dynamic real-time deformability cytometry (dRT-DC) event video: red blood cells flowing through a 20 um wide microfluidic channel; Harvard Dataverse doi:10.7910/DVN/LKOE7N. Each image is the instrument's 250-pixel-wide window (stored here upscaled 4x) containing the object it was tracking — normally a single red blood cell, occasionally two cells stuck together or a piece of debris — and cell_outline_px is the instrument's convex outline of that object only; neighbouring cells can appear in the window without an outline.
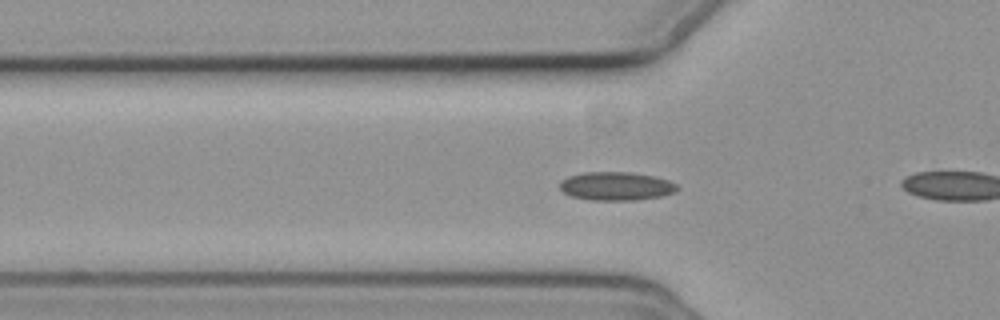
{"species": "common noctule bat (a hibernating species)", "species_latin": "Nyctalus noctula", "temperature_condition": "cold", "stored_images_in_passage": 56, "camera_frame_rate_fps": 3000, "um_per_image_px": 0.085, "animal": {"sex": "female", "body_mass_g": 19.3, "forearm_length_mm": 54.1}, "frame": {"image": 1, "passage_image": 17, "time_ms": 5.333, "image_size_px": [1000, 320], "cell_outline_px": [[680, 188], [676, 192], [660, 196], [636, 200], [588, 200], [572, 196], [564, 192], [560, 188], [560, 180], [568, 176], [584, 172], [632, 172], [652, 176], [668, 180], [676, 184]], "centroid_in_image_um": [52.37, 15.82], "position_along_channel_um": 73.4, "area_um2": 19.54}}
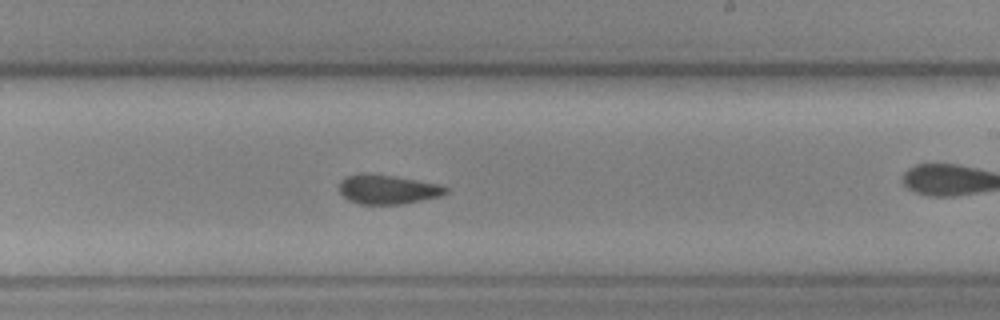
{"frame": {"image": 2, "passage_image": 32, "time_ms": 10.333, "image_size_px": [1000, 320], "cell_outline_px": [[448, 192], [440, 196], [404, 204], [360, 204], [348, 200], [340, 192], [340, 180], [348, 176], [396, 176], [440, 184], [448, 188]], "centroid_in_image_um": [33.02, 16.14], "position_along_channel_um": 256.0, "area_um2": 17.63}}
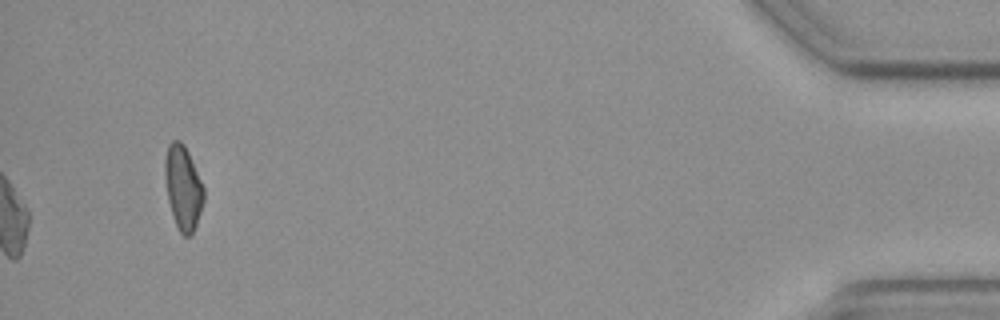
{"frame": {"image": 3, "passage_image": 56, "time_ms": 18.333, "image_size_px": [1000, 320], "cell_outline_px": [[204, 200], [196, 224], [192, 232], [188, 236], [184, 236], [180, 232], [172, 216], [168, 200], [164, 172], [164, 160], [168, 144], [172, 140], [180, 140], [184, 144], [188, 152], [204, 188]], "centroid_in_image_um": [15.54, 15.92], "position_along_channel_um": 419.7, "area_um2": 18.9}, "authors_computed_cell_mechanics": {"area_um2": 18.6694, "velocity_mm_per_s": 3.6548, "shape_relaxation_time_tau1_ms": null, "shape_relaxation_time_tau2_ms": 3.9362, "deformation_change_tau1": null, "deformation_change_tau2": 0.0827}}